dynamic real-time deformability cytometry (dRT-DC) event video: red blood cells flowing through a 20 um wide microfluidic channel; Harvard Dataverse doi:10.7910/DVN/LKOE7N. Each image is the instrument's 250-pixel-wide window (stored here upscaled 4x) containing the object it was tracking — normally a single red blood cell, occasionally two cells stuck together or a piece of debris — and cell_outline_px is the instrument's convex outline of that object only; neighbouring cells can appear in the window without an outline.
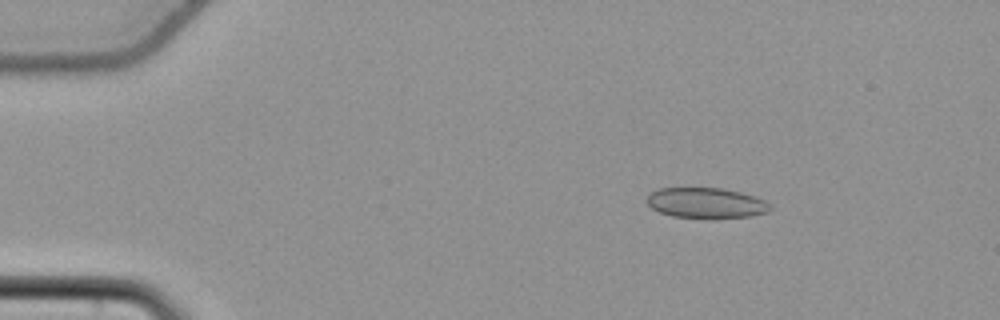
{"species": "common noctule bat (a hibernating species)", "species_latin": "Nyctalus noctula", "temperature_condition": "cold", "stored_images_in_passage": 48, "camera_frame_rate_fps": 3000, "um_per_image_px": 0.085, "animal": {"sex": "female", "body_mass_g": 22.7, "forearm_length_mm": 54.2}, "frame": {"image": 1, "passage_image": 2, "time_ms": 0.333, "image_size_px": [1000, 320], "cell_outline_px": [[772, 208], [768, 212], [752, 216], [708, 220], [672, 216], [660, 212], [652, 208], [648, 204], [648, 196], [652, 192], [660, 188], [720, 188], [740, 192], [764, 200], [772, 204]], "centroid_in_image_um": [60.06, 17.29], "position_along_channel_um": 24.9, "area_um2": 22.25}}
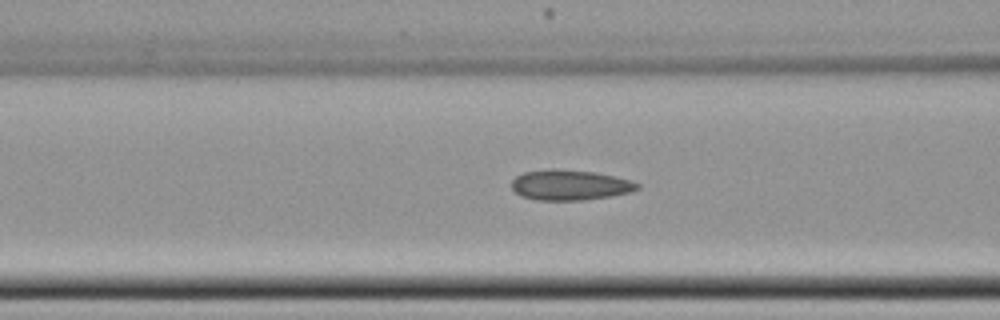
{"frame": {"image": 2, "passage_image": 16, "time_ms": 5.0, "image_size_px": [1000, 320], "cell_outline_px": [[640, 188], [632, 192], [612, 196], [584, 200], [536, 200], [520, 196], [512, 188], [512, 180], [516, 176], [524, 172], [552, 168], [556, 168], [596, 172], [632, 180], [640, 184]], "centroid_in_image_um": [48.47, 15.72], "position_along_channel_um": 118.1, "area_um2": 22.54}}
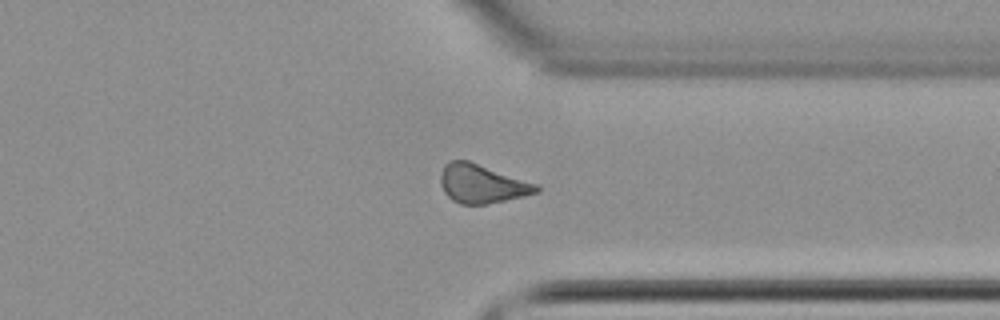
{"frame": {"image": 3, "passage_image": 36, "time_ms": 11.667, "image_size_px": [1000, 320], "cell_outline_px": [[540, 192], [524, 196], [488, 204], [460, 204], [452, 200], [444, 192], [440, 184], [440, 172], [444, 164], [452, 160], [468, 160], [540, 184]], "centroid_in_image_um": [40.98, 15.61], "position_along_channel_um": 370.4, "area_um2": 21.96}, "authors_computed_cell_mechanics": {"area_um2": 21.4149, "velocity_mm_per_s": 3.7901, "shape_relaxation_time_tau1_ms": null, "shape_relaxation_time_tau2_ms": 7.6484, "deformation_change_tau1": null, "deformation_change_tau2": 0.1381}}